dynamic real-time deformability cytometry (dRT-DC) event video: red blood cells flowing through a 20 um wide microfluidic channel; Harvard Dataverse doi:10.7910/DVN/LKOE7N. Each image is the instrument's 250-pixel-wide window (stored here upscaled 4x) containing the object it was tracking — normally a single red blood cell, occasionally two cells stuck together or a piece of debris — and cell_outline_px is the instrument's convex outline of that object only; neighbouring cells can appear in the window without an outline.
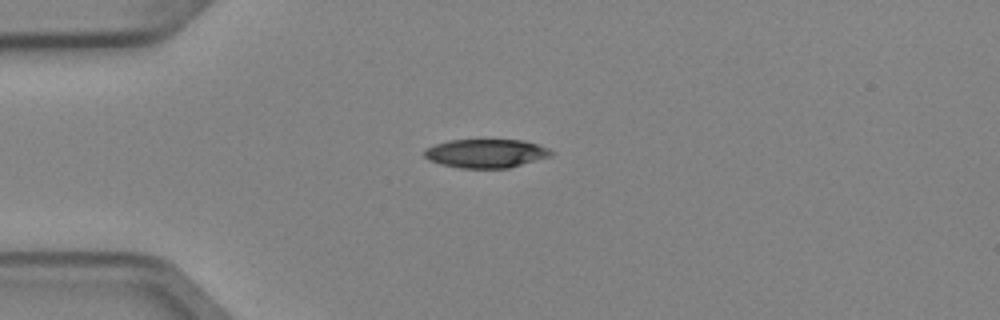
{"species": "Egyptian fruit bat (a non-hibernating species)", "species_latin": "Rousettus aegyptiacus", "temperature_condition": "cold", "stored_images_in_passage": 5, "camera_frame_rate_fps": 3000, "um_per_image_px": 0.085, "animal": {"sex": "female"}, "frame": {"image": 1, "passage_image": 3, "time_ms": 0.667, "image_size_px": [1000, 320], "cell_outline_px": [[552, 156], [508, 168], [460, 168], [440, 164], [428, 160], [424, 156], [424, 148], [448, 140], [524, 140], [548, 148], [552, 152]], "centroid_in_image_um": [41.28, 13.04], "position_along_channel_um": 43.7, "area_um2": 21.21}}
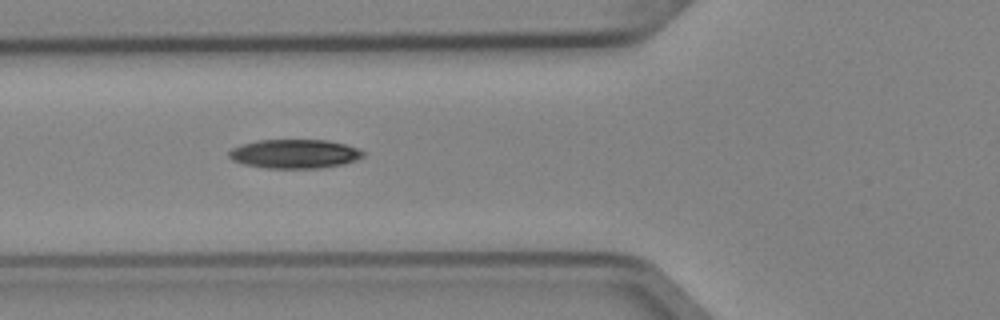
{"frame": {"image": 2, "passage_image": 5, "time_ms": 1.333, "image_size_px": [1000, 320], "cell_outline_px": [[364, 156], [356, 160], [344, 164], [320, 168], [264, 168], [244, 164], [232, 160], [228, 156], [228, 152], [232, 148], [240, 144], [256, 140], [328, 140], [360, 148], [364, 152]], "centroid_in_image_um": [25.04, 13.07], "position_along_channel_um": 100.8, "area_um2": 22.89}}